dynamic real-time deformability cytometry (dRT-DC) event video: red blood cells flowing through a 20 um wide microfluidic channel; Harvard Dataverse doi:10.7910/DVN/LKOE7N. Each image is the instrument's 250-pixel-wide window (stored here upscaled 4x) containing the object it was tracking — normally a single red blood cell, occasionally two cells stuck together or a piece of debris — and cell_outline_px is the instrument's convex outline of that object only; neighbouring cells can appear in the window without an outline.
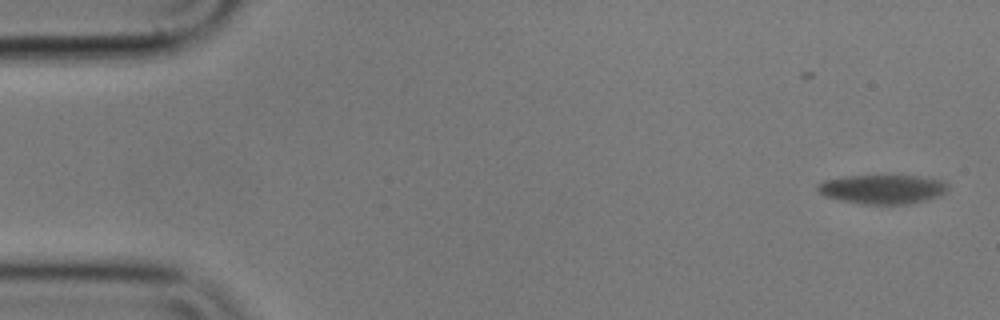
{"species": "common noctule bat (a hibernating species)", "species_latin": "Nyctalus noctula", "temperature_condition": "cold", "stored_images_in_passage": 59, "camera_frame_rate_fps": 3000, "um_per_image_px": 0.085, "animal": {"sex": "male", "body_mass_g": 17.9}, "frame": {"image": 1, "passage_image": 1, "time_ms": 0.0, "image_size_px": [1000, 320], "cell_outline_px": [[948, 188], [940, 196], [908, 204], [860, 204], [840, 200], [824, 196], [816, 188], [816, 184], [824, 180], [844, 176], [924, 176], [944, 180], [948, 184]], "centroid_in_image_um": [75.01, 16.08], "position_along_channel_um": 10.0, "area_um2": 22.31}}
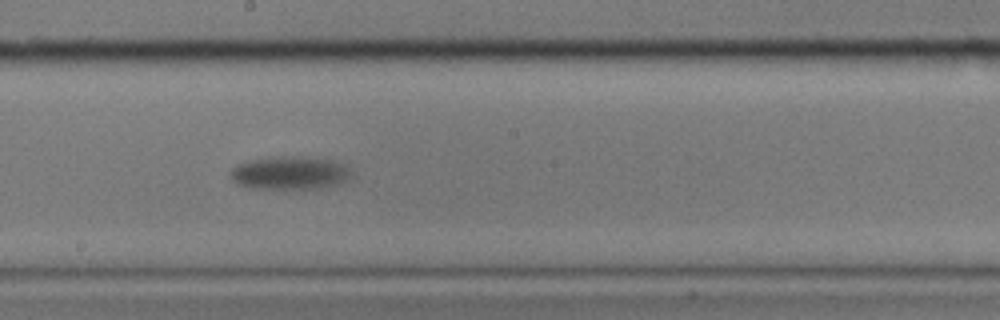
{"frame": {"image": 2, "passage_image": 32, "time_ms": 10.333, "image_size_px": [1000, 320], "cell_outline_px": [[356, 180], [324, 188], [248, 188], [232, 180], [232, 168], [236, 164], [248, 160], [272, 156], [312, 156], [332, 160], [348, 164], [352, 168]], "centroid_in_image_um": [24.81, 14.68], "position_along_channel_um": 223.4, "area_um2": 24.33}}
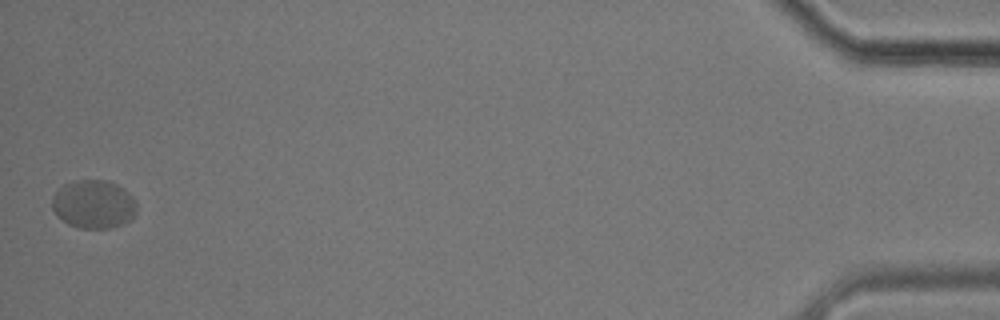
{"frame": {"image": 3, "passage_image": 59, "time_ms": 19.333, "image_size_px": [1000, 320], "cell_outline_px": [[136, 212], [132, 220], [124, 224], [112, 228], [80, 228], [68, 224], [56, 216], [52, 208], [52, 196], [64, 184], [76, 180], [104, 180], [116, 184], [124, 188], [136, 200]], "centroid_in_image_um": [7.97, 17.37], "position_along_channel_um": 427.2, "area_um2": 24.16}, "authors_computed_cell_mechanics": {"area_um2": 23.4668, "velocity_mm_per_s": 3.2982, "shape_relaxation_time_tau1_ms": 6.558, "shape_relaxation_time_tau2_ms": null, "deformation_change_tau1": 0.1952, "deformation_change_tau2": null}}